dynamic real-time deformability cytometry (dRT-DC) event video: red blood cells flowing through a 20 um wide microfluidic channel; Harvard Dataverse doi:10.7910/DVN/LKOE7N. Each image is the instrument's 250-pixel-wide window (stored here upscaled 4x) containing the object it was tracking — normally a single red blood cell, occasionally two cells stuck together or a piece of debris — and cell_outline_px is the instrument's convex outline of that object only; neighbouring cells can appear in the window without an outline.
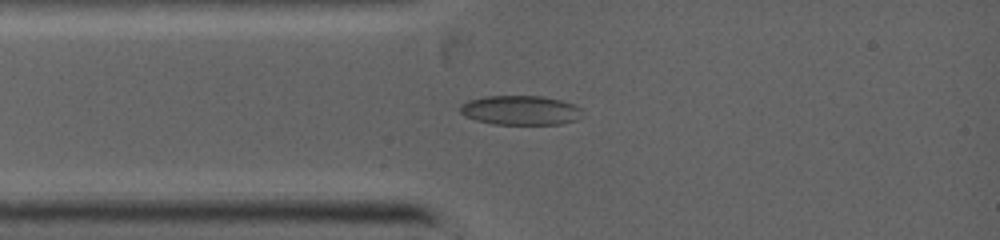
{"species": "common noctule bat (a hibernating species)", "species_latin": "Nyctalus noctula", "temperature_condition": "warm", "stored_images_in_passage": 3, "camera_frame_rate_fps": 5000, "um_per_image_px": 0.085, "animal": {"sex": "female", "body_mass_g": 19.0, "forearm_length_mm": 53.3}, "frame": {"image": 1, "passage_image": 3, "time_ms": 1.6, "image_size_px": [1000, 240], "cell_outline_px": [[580, 108], [576, 120], [560, 124], [492, 124], [476, 120], [464, 116], [460, 112], [460, 104], [468, 100], [484, 96], [544, 96], [560, 100], [572, 104]], "centroid_in_image_um": [44.16, 9.37], "position_along_channel_um": 40.8, "area_um2": 20.81}}